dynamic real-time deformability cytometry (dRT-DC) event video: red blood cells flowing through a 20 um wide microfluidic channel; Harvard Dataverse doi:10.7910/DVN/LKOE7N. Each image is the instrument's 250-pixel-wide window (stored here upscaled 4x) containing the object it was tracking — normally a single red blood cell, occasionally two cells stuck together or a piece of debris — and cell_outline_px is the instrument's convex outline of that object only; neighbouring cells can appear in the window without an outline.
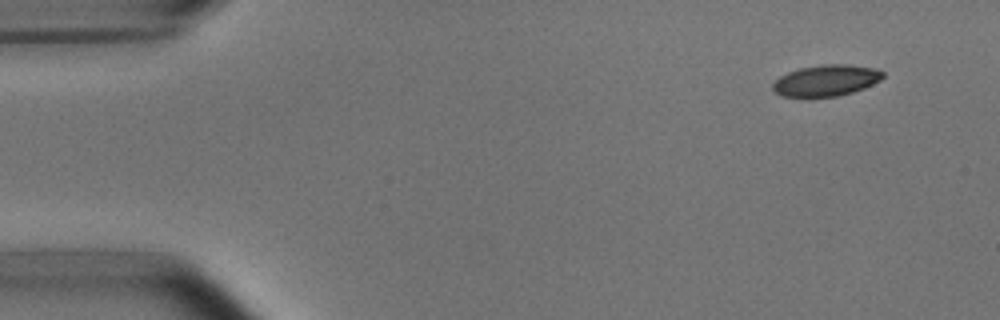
{"species": "common noctule bat (a hibernating species)", "species_latin": "Nyctalus noctula", "temperature_condition": "room temperature", "stored_images_in_passage": 4, "camera_frame_rate_fps": 3000, "um_per_image_px": 0.085, "animal": {"sex": "male", "body_mass_g": 15.6}, "frame": {"image": 1, "passage_image": 1, "time_ms": 0.0, "image_size_px": [1000, 320], "cell_outline_px": [[884, 76], [880, 80], [864, 88], [852, 92], [836, 96], [808, 100], [780, 96], [772, 88], [772, 84], [780, 76], [788, 72], [800, 68], [824, 64], [848, 64], [872, 68], [884, 72]], "centroid_in_image_um": [70.16, 6.89], "position_along_channel_um": 14.8, "area_um2": 20.58}}
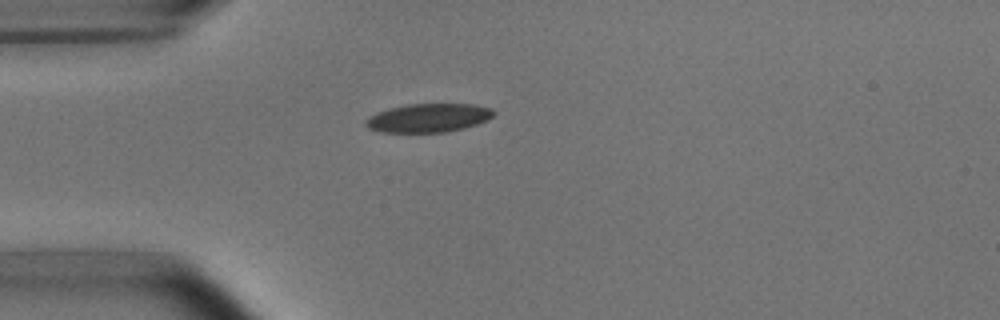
{"frame": {"image": 2, "passage_image": 3, "time_ms": 3.333, "image_size_px": [1000, 320], "cell_outline_px": [[496, 112], [492, 116], [476, 124], [464, 128], [444, 132], [380, 132], [368, 128], [364, 124], [364, 120], [376, 112], [388, 108], [408, 104], [472, 104], [492, 108]], "centroid_in_image_um": [36.37, 10.01], "position_along_channel_um": 48.6, "area_um2": 21.33}}